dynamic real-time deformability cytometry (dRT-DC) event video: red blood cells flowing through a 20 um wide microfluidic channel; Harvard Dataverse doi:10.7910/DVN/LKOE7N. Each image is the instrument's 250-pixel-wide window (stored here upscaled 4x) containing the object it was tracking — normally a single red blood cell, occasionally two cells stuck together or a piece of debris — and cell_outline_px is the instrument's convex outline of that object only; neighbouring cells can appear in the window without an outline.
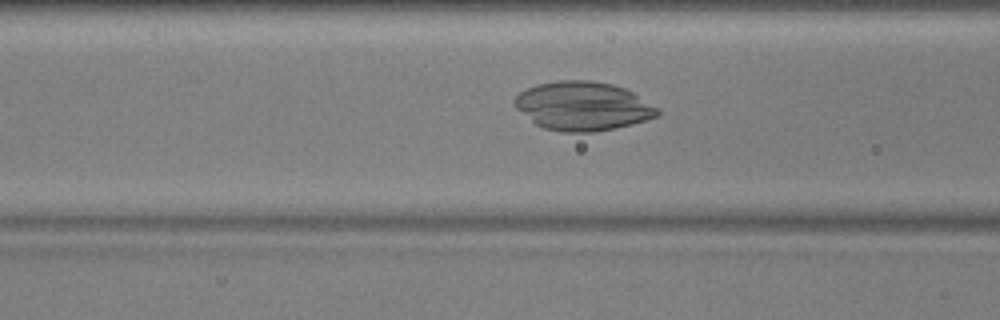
{"species": "common noctule bat (a hibernating species)", "species_latin": "Nyctalus noctula", "temperature_condition": "warm", "stored_images_in_passage": 54, "camera_frame_rate_fps": 3000, "um_per_image_px": 0.085, "animal": {"sex": "male", "body_mass_g": 17.9, "forearm_length_mm": 54.2}, "frame": {"image": 1, "passage_image": 22, "time_ms": 7.0, "image_size_px": [1000, 320], "cell_outline_px": [[660, 112], [656, 116], [632, 124], [592, 132], [560, 132], [544, 128], [536, 124], [516, 108], [512, 104], [512, 100], [520, 92], [536, 84], [560, 80], [592, 80], [612, 84], [624, 88], [632, 92], [660, 108]], "centroid_in_image_um": [49.52, 9.01], "position_along_channel_um": 117.1, "area_um2": 40.58}}
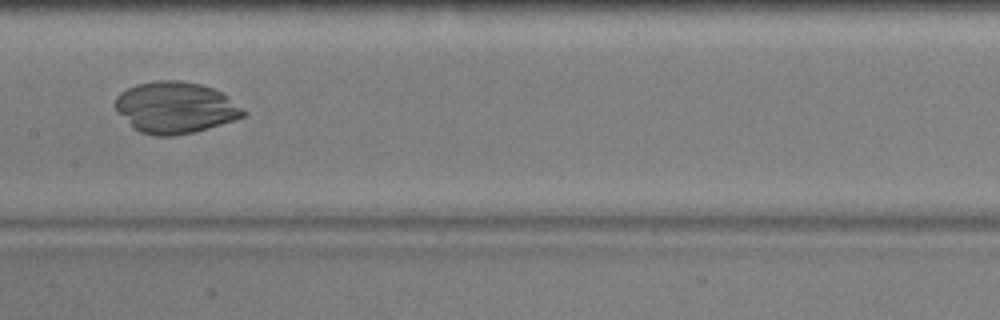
{"frame": {"image": 2, "passage_image": 28, "time_ms": 9.0, "image_size_px": [1000, 320], "cell_outline_px": [[248, 112], [244, 116], [220, 124], [192, 132], [172, 136], [156, 136], [140, 132], [116, 108], [116, 96], [120, 92], [136, 84], [156, 80], [180, 80], [200, 84], [212, 88], [228, 96]], "centroid_in_image_um": [14.93, 9.12], "position_along_channel_um": 192.5, "area_um2": 37.8}}
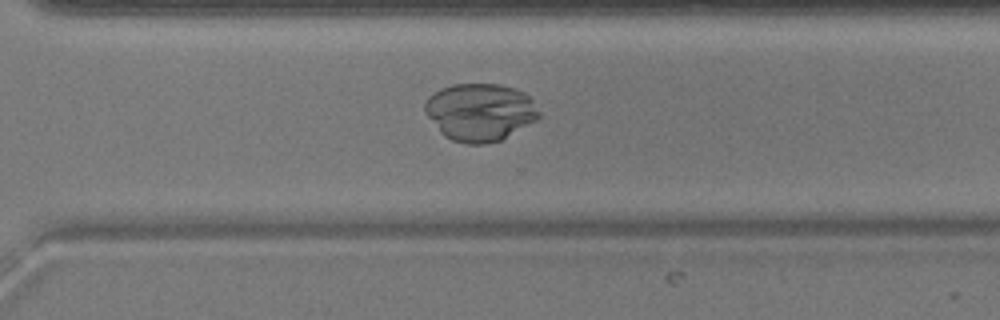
{"frame": {"image": 3, "passage_image": 39, "time_ms": 12.667, "image_size_px": [1000, 320], "cell_outline_px": [[540, 116], [536, 120], [500, 140], [484, 144], [468, 144], [452, 140], [444, 136], [440, 132], [424, 112], [424, 104], [428, 96], [440, 88], [452, 84], [500, 84], [516, 88], [524, 92], [532, 100], [540, 112]], "centroid_in_image_um": [40.78, 9.51], "position_along_channel_um": 329.8, "area_um2": 38.38}}